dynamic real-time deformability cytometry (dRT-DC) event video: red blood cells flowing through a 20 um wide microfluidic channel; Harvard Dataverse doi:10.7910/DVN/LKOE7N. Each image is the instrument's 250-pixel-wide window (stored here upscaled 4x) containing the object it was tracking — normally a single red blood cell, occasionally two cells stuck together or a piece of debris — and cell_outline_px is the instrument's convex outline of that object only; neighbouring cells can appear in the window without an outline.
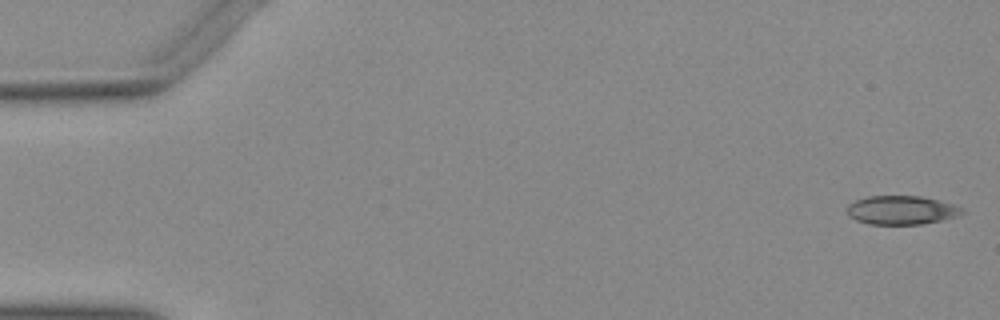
{"species": "Egyptian fruit bat (a non-hibernating species)", "species_latin": "Rousettus aegyptiacus", "temperature_condition": "warm", "stored_images_in_passage": 51, "camera_frame_rate_fps": 3000, "um_per_image_px": 0.085, "animal": {"sex": "female"}, "frame": {"image": 1, "passage_image": 1, "time_ms": 0.0, "image_size_px": [1000, 320], "cell_outline_px": [[964, 212], [956, 216], [940, 220], [920, 224], [868, 224], [856, 220], [848, 216], [848, 204], [856, 200], [868, 196], [920, 196], [952, 204], [964, 208]], "centroid_in_image_um": [76.59, 17.86], "position_along_channel_um": 8.4, "area_um2": 19.07}}
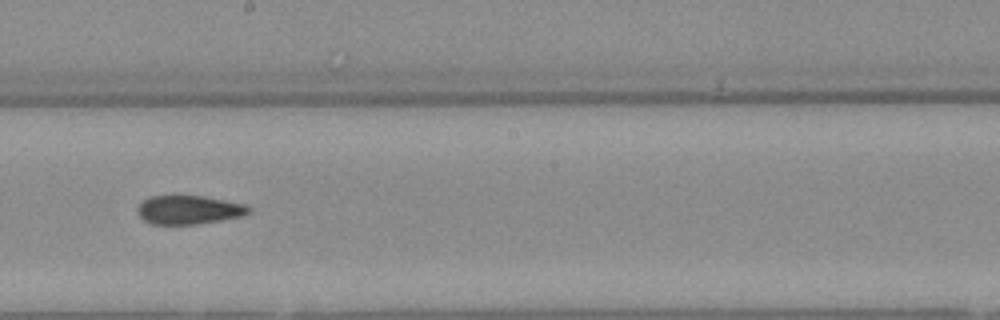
{"frame": {"image": 2, "passage_image": 29, "time_ms": 9.333, "image_size_px": [1000, 320], "cell_outline_px": [[252, 208], [244, 216], [196, 224], [152, 224], [144, 220], [140, 216], [136, 208], [148, 196], [204, 196], [248, 204]], "centroid_in_image_um": [16.08, 17.83], "position_along_channel_um": 232.1, "area_um2": 18.67}}
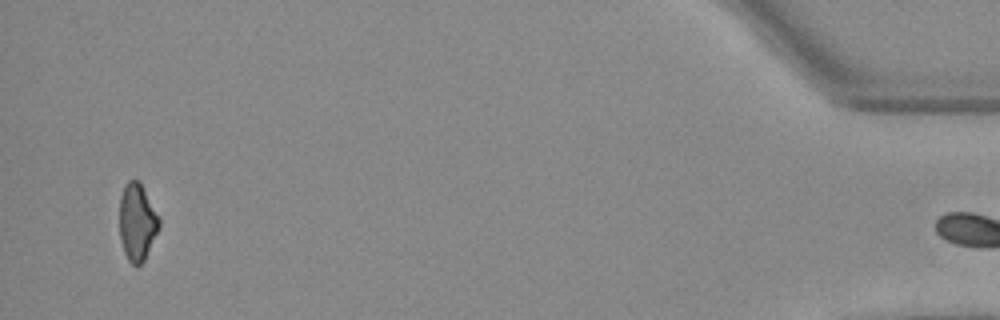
{"frame": {"image": 3, "passage_image": 50, "time_ms": 16.333, "image_size_px": [1000, 320], "cell_outline_px": [[160, 224], [144, 260], [140, 264], [132, 264], [128, 260], [124, 252], [120, 240], [120, 196], [124, 184], [128, 180], [140, 180], [160, 216]], "centroid_in_image_um": [11.66, 18.81], "position_along_channel_um": 423.5, "area_um2": 17.92}}